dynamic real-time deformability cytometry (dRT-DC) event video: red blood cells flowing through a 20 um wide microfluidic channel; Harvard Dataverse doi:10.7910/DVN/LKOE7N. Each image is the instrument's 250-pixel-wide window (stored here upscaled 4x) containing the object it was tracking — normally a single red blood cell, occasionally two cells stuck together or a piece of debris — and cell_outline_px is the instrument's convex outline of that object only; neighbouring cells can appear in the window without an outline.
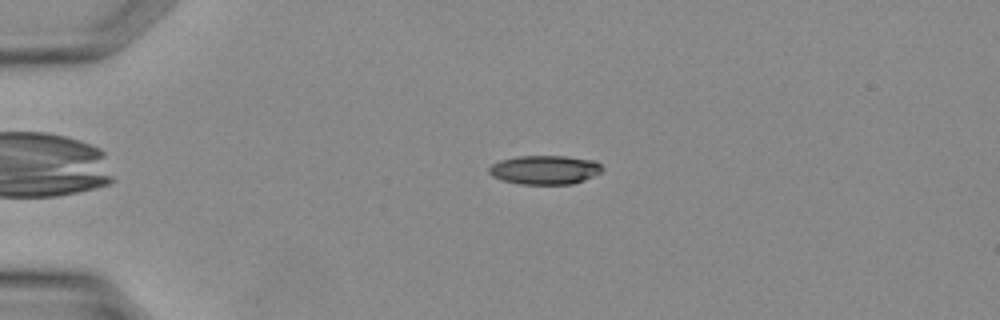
{"species": "Egyptian fruit bat (a non-hibernating species)", "species_latin": "Rousettus aegyptiacus", "temperature_condition": "warm", "stored_images_in_passage": 25, "camera_frame_rate_fps": 3000, "um_per_image_px": 0.085, "animal": {"sex": "female"}, "frame": {"image": 1, "passage_image": 3, "time_ms": 0.667, "image_size_px": [1000, 320], "cell_outline_px": [[604, 168], [600, 172], [584, 180], [572, 184], [520, 184], [504, 180], [492, 176], [488, 172], [488, 168], [492, 164], [500, 160], [516, 156], [568, 156], [596, 160]], "centroid_in_image_um": [46.32, 14.42], "position_along_channel_um": 38.7, "area_um2": 19.19}}
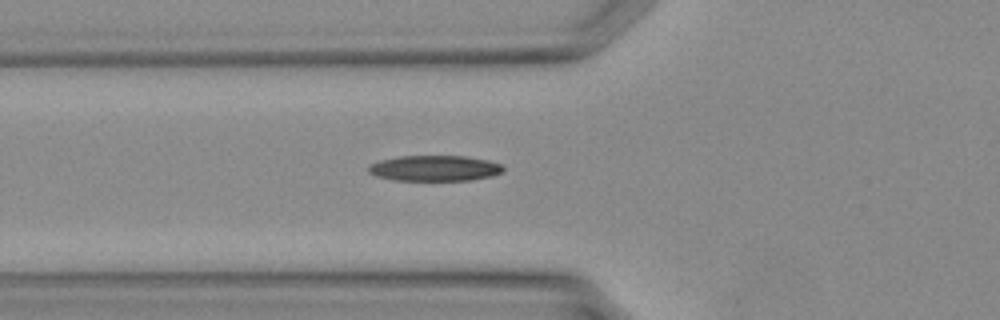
{"frame": {"image": 2, "passage_image": 8, "time_ms": 2.333, "image_size_px": [1000, 320], "cell_outline_px": [[504, 172], [492, 176], [468, 180], [392, 180], [376, 176], [368, 172], [368, 164], [380, 160], [400, 156], [464, 156], [488, 160], [504, 164]], "centroid_in_image_um": [36.96, 14.3], "position_along_channel_um": 88.8, "area_um2": 20.29}}
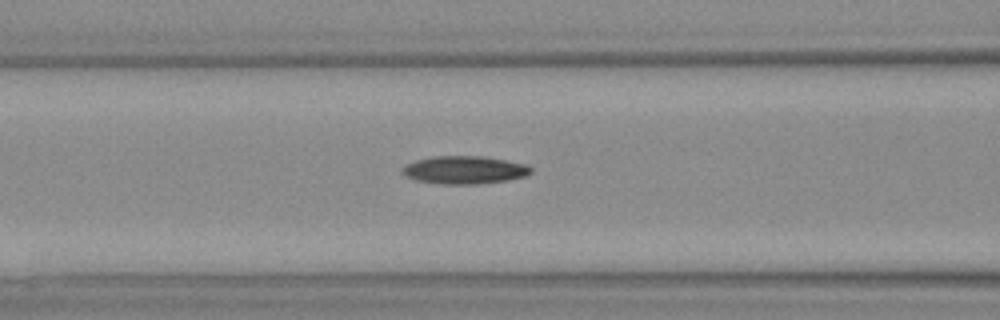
{"frame": {"image": 3, "passage_image": 10, "time_ms": 3.0, "image_size_px": [1000, 320], "cell_outline_px": [[532, 172], [524, 176], [508, 180], [476, 184], [440, 184], [416, 180], [400, 172], [408, 164], [416, 160], [432, 156], [480, 156], [504, 160], [524, 164], [532, 168]], "centroid_in_image_um": [39.47, 14.45], "position_along_channel_um": 127.1, "area_um2": 20.63}}